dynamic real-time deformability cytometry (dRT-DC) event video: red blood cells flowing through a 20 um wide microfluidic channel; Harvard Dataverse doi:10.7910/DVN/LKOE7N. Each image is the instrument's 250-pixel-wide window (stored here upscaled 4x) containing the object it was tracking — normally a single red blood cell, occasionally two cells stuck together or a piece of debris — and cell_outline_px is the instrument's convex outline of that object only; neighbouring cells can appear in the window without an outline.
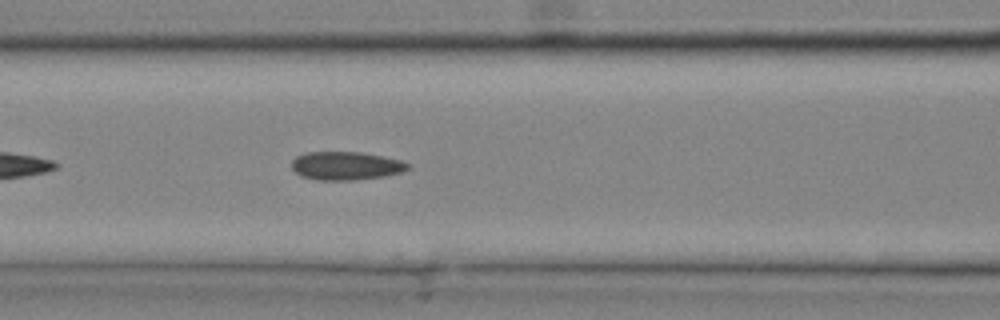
{"species": "common noctule bat (a hibernating species)", "species_latin": "Nyctalus noctula", "temperature_condition": "cold", "stored_images_in_passage": 20, "camera_frame_rate_fps": 3000, "um_per_image_px": 0.085, "animal": {"sex": "male", "body_mass_g": 20.4}, "frame": {"image": 1, "passage_image": 9, "time_ms": 2.667, "image_size_px": [1000, 320], "cell_outline_px": [[412, 168], [400, 172], [384, 176], [352, 180], [316, 180], [300, 176], [292, 168], [292, 160], [296, 156], [304, 152], [360, 152], [400, 160], [408, 164]], "centroid_in_image_um": [29.36, 14.09], "position_along_channel_um": 137.2, "area_um2": 19.13}}